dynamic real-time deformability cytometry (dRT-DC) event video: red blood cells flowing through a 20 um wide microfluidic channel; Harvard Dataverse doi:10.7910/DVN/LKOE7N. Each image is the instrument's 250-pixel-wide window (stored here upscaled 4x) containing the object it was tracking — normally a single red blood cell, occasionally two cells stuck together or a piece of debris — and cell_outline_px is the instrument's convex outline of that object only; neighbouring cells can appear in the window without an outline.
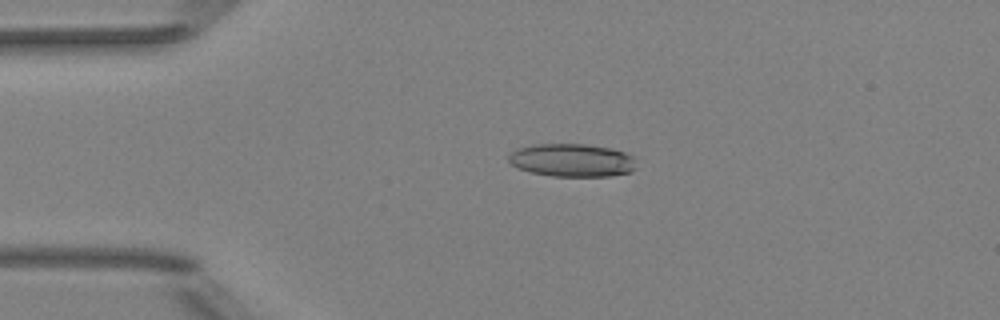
{"species": "Egyptian fruit bat (a non-hibernating species)", "species_latin": "Rousettus aegyptiacus", "temperature_condition": "room temperature", "stored_images_in_passage": 52, "camera_frame_rate_fps": 3000, "um_per_image_px": 0.085, "animal": {"sex": "female"}, "frame": {"image": 1, "passage_image": 12, "time_ms": 3.667, "image_size_px": [1000, 320], "cell_outline_px": [[636, 168], [632, 172], [608, 176], [552, 176], [532, 172], [516, 168], [508, 160], [508, 156], [516, 148], [536, 144], [584, 144], [612, 148], [624, 152], [632, 156]], "centroid_in_image_um": [48.61, 13.62], "position_along_channel_um": 36.4, "area_um2": 24.62}}
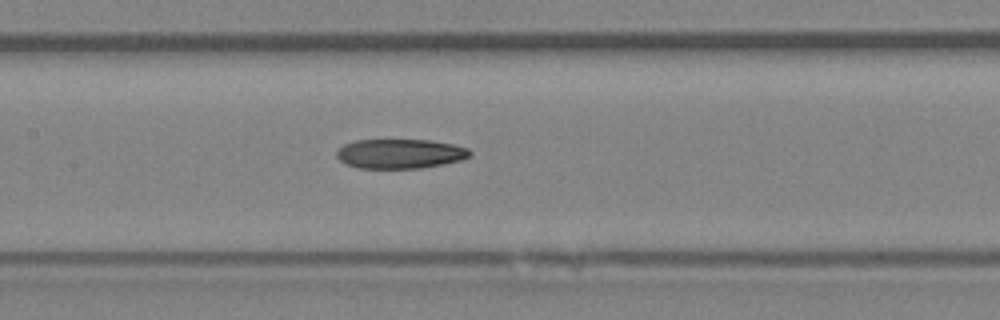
{"frame": {"image": 2, "passage_image": 25, "time_ms": 8.0, "image_size_px": [1000, 320], "cell_outline_px": [[472, 156], [464, 160], [420, 168], [360, 168], [348, 164], [340, 160], [336, 156], [336, 152], [344, 144], [356, 140], [432, 140], [452, 144], [468, 148], [472, 152]], "centroid_in_image_um": [34.06, 13.06], "position_along_channel_um": 173.3, "area_um2": 22.95}}
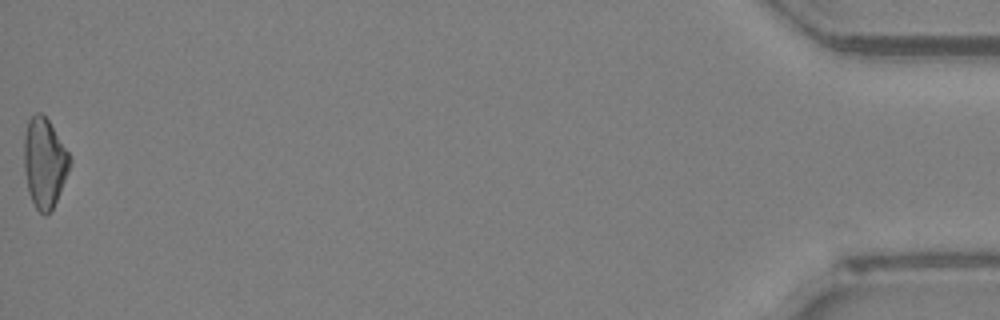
{"frame": {"image": 3, "passage_image": 52, "time_ms": 17.0, "image_size_px": [1000, 320], "cell_outline_px": [[72, 160], [68, 172], [56, 200], [52, 208], [44, 216], [36, 208], [28, 192], [24, 172], [24, 136], [28, 120], [36, 112], [40, 112], [48, 120], [68, 152]], "centroid_in_image_um": [3.76, 13.83], "position_along_channel_um": 431.4, "area_um2": 23.64}}